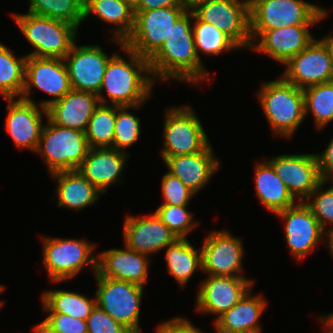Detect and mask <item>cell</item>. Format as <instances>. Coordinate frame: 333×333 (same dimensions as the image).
Segmentation results:
<instances>
[{
    "label": "cell",
    "instance_id": "obj_1",
    "mask_svg": "<svg viewBox=\"0 0 333 333\" xmlns=\"http://www.w3.org/2000/svg\"><path fill=\"white\" fill-rule=\"evenodd\" d=\"M193 12L187 10L172 26L164 44L149 59L151 76L167 81L172 77L187 83H198L209 78L198 58L191 21Z\"/></svg>",
    "mask_w": 333,
    "mask_h": 333
},
{
    "label": "cell",
    "instance_id": "obj_2",
    "mask_svg": "<svg viewBox=\"0 0 333 333\" xmlns=\"http://www.w3.org/2000/svg\"><path fill=\"white\" fill-rule=\"evenodd\" d=\"M120 48L126 53L129 62L117 53L109 60L97 96L100 104L106 105L105 96L101 93L105 90L112 105L139 108L150 97L154 83L153 77H149V60L125 45Z\"/></svg>",
    "mask_w": 333,
    "mask_h": 333
},
{
    "label": "cell",
    "instance_id": "obj_3",
    "mask_svg": "<svg viewBox=\"0 0 333 333\" xmlns=\"http://www.w3.org/2000/svg\"><path fill=\"white\" fill-rule=\"evenodd\" d=\"M262 84L258 98L273 134L291 138L306 116L303 89L282 77Z\"/></svg>",
    "mask_w": 333,
    "mask_h": 333
},
{
    "label": "cell",
    "instance_id": "obj_4",
    "mask_svg": "<svg viewBox=\"0 0 333 333\" xmlns=\"http://www.w3.org/2000/svg\"><path fill=\"white\" fill-rule=\"evenodd\" d=\"M11 15L27 41L35 48L26 56L64 59L76 42L78 28L70 23L29 12Z\"/></svg>",
    "mask_w": 333,
    "mask_h": 333
},
{
    "label": "cell",
    "instance_id": "obj_5",
    "mask_svg": "<svg viewBox=\"0 0 333 333\" xmlns=\"http://www.w3.org/2000/svg\"><path fill=\"white\" fill-rule=\"evenodd\" d=\"M46 120L35 152L41 154L51 174L78 170L90 150L85 132Z\"/></svg>",
    "mask_w": 333,
    "mask_h": 333
},
{
    "label": "cell",
    "instance_id": "obj_6",
    "mask_svg": "<svg viewBox=\"0 0 333 333\" xmlns=\"http://www.w3.org/2000/svg\"><path fill=\"white\" fill-rule=\"evenodd\" d=\"M250 31H267L294 25H314L328 11L302 0H249Z\"/></svg>",
    "mask_w": 333,
    "mask_h": 333
},
{
    "label": "cell",
    "instance_id": "obj_7",
    "mask_svg": "<svg viewBox=\"0 0 333 333\" xmlns=\"http://www.w3.org/2000/svg\"><path fill=\"white\" fill-rule=\"evenodd\" d=\"M163 135L164 147L161 157L196 154L203 151L209 144L201 122L192 107H172L166 111Z\"/></svg>",
    "mask_w": 333,
    "mask_h": 333
},
{
    "label": "cell",
    "instance_id": "obj_8",
    "mask_svg": "<svg viewBox=\"0 0 333 333\" xmlns=\"http://www.w3.org/2000/svg\"><path fill=\"white\" fill-rule=\"evenodd\" d=\"M43 264L54 283L76 276L89 264L97 272L95 245L83 239L44 238Z\"/></svg>",
    "mask_w": 333,
    "mask_h": 333
},
{
    "label": "cell",
    "instance_id": "obj_9",
    "mask_svg": "<svg viewBox=\"0 0 333 333\" xmlns=\"http://www.w3.org/2000/svg\"><path fill=\"white\" fill-rule=\"evenodd\" d=\"M96 305L132 333H140L139 315L143 286L109 279L95 273Z\"/></svg>",
    "mask_w": 333,
    "mask_h": 333
},
{
    "label": "cell",
    "instance_id": "obj_10",
    "mask_svg": "<svg viewBox=\"0 0 333 333\" xmlns=\"http://www.w3.org/2000/svg\"><path fill=\"white\" fill-rule=\"evenodd\" d=\"M191 11L199 20L216 26L240 48H251L249 0H204Z\"/></svg>",
    "mask_w": 333,
    "mask_h": 333
},
{
    "label": "cell",
    "instance_id": "obj_11",
    "mask_svg": "<svg viewBox=\"0 0 333 333\" xmlns=\"http://www.w3.org/2000/svg\"><path fill=\"white\" fill-rule=\"evenodd\" d=\"M186 11L184 7H166L134 13V29L124 45L149 60L164 44L174 23Z\"/></svg>",
    "mask_w": 333,
    "mask_h": 333
},
{
    "label": "cell",
    "instance_id": "obj_12",
    "mask_svg": "<svg viewBox=\"0 0 333 333\" xmlns=\"http://www.w3.org/2000/svg\"><path fill=\"white\" fill-rule=\"evenodd\" d=\"M32 86L54 97L40 102L39 105L44 108L63 98L72 90L65 61L61 58L27 56L25 86L21 99L34 103L29 96Z\"/></svg>",
    "mask_w": 333,
    "mask_h": 333
},
{
    "label": "cell",
    "instance_id": "obj_13",
    "mask_svg": "<svg viewBox=\"0 0 333 333\" xmlns=\"http://www.w3.org/2000/svg\"><path fill=\"white\" fill-rule=\"evenodd\" d=\"M242 241L229 231H211L201 248L202 271L211 276H243ZM240 274V275H239Z\"/></svg>",
    "mask_w": 333,
    "mask_h": 333
},
{
    "label": "cell",
    "instance_id": "obj_14",
    "mask_svg": "<svg viewBox=\"0 0 333 333\" xmlns=\"http://www.w3.org/2000/svg\"><path fill=\"white\" fill-rule=\"evenodd\" d=\"M281 77L300 89L333 81V64L321 40H313L286 64Z\"/></svg>",
    "mask_w": 333,
    "mask_h": 333
},
{
    "label": "cell",
    "instance_id": "obj_15",
    "mask_svg": "<svg viewBox=\"0 0 333 333\" xmlns=\"http://www.w3.org/2000/svg\"><path fill=\"white\" fill-rule=\"evenodd\" d=\"M107 54L98 45L77 47L74 43L63 59L70 78L72 90L98 94L102 86L106 66L114 56Z\"/></svg>",
    "mask_w": 333,
    "mask_h": 333
},
{
    "label": "cell",
    "instance_id": "obj_16",
    "mask_svg": "<svg viewBox=\"0 0 333 333\" xmlns=\"http://www.w3.org/2000/svg\"><path fill=\"white\" fill-rule=\"evenodd\" d=\"M267 161L293 197L298 198L300 202L307 200L324 181L319 172L316 154H286Z\"/></svg>",
    "mask_w": 333,
    "mask_h": 333
},
{
    "label": "cell",
    "instance_id": "obj_17",
    "mask_svg": "<svg viewBox=\"0 0 333 333\" xmlns=\"http://www.w3.org/2000/svg\"><path fill=\"white\" fill-rule=\"evenodd\" d=\"M285 220V240L297 259H303L311 253L326 233L312 210L305 202L298 201L295 205L275 213Z\"/></svg>",
    "mask_w": 333,
    "mask_h": 333
},
{
    "label": "cell",
    "instance_id": "obj_18",
    "mask_svg": "<svg viewBox=\"0 0 333 333\" xmlns=\"http://www.w3.org/2000/svg\"><path fill=\"white\" fill-rule=\"evenodd\" d=\"M254 281L245 276H211L201 283L196 299L197 311L212 313L215 321L236 305L252 288Z\"/></svg>",
    "mask_w": 333,
    "mask_h": 333
},
{
    "label": "cell",
    "instance_id": "obj_19",
    "mask_svg": "<svg viewBox=\"0 0 333 333\" xmlns=\"http://www.w3.org/2000/svg\"><path fill=\"white\" fill-rule=\"evenodd\" d=\"M309 26L311 25H294L267 31H250L251 49L267 54L284 65L314 40ZM257 39L259 43L255 44Z\"/></svg>",
    "mask_w": 333,
    "mask_h": 333
},
{
    "label": "cell",
    "instance_id": "obj_20",
    "mask_svg": "<svg viewBox=\"0 0 333 333\" xmlns=\"http://www.w3.org/2000/svg\"><path fill=\"white\" fill-rule=\"evenodd\" d=\"M6 100L9 101L6 130L13 142L18 148L36 151L44 127L43 114L48 118L47 108L21 98Z\"/></svg>",
    "mask_w": 333,
    "mask_h": 333
},
{
    "label": "cell",
    "instance_id": "obj_21",
    "mask_svg": "<svg viewBox=\"0 0 333 333\" xmlns=\"http://www.w3.org/2000/svg\"><path fill=\"white\" fill-rule=\"evenodd\" d=\"M125 247L150 255L179 239L156 215L135 217L128 215L124 223Z\"/></svg>",
    "mask_w": 333,
    "mask_h": 333
},
{
    "label": "cell",
    "instance_id": "obj_22",
    "mask_svg": "<svg viewBox=\"0 0 333 333\" xmlns=\"http://www.w3.org/2000/svg\"><path fill=\"white\" fill-rule=\"evenodd\" d=\"M137 251L110 249L97 255V273L109 279L131 282L144 287L148 276L149 257Z\"/></svg>",
    "mask_w": 333,
    "mask_h": 333
},
{
    "label": "cell",
    "instance_id": "obj_23",
    "mask_svg": "<svg viewBox=\"0 0 333 333\" xmlns=\"http://www.w3.org/2000/svg\"><path fill=\"white\" fill-rule=\"evenodd\" d=\"M99 105L97 94L71 90L47 107L48 119L53 124L86 132L89 119Z\"/></svg>",
    "mask_w": 333,
    "mask_h": 333
},
{
    "label": "cell",
    "instance_id": "obj_24",
    "mask_svg": "<svg viewBox=\"0 0 333 333\" xmlns=\"http://www.w3.org/2000/svg\"><path fill=\"white\" fill-rule=\"evenodd\" d=\"M164 162L168 172L178 177L194 194L209 183L220 165L210 144L199 153L168 157Z\"/></svg>",
    "mask_w": 333,
    "mask_h": 333
},
{
    "label": "cell",
    "instance_id": "obj_25",
    "mask_svg": "<svg viewBox=\"0 0 333 333\" xmlns=\"http://www.w3.org/2000/svg\"><path fill=\"white\" fill-rule=\"evenodd\" d=\"M129 154L115 148H90L78 171L101 192L120 179Z\"/></svg>",
    "mask_w": 333,
    "mask_h": 333
},
{
    "label": "cell",
    "instance_id": "obj_26",
    "mask_svg": "<svg viewBox=\"0 0 333 333\" xmlns=\"http://www.w3.org/2000/svg\"><path fill=\"white\" fill-rule=\"evenodd\" d=\"M91 14L104 23L114 24L113 41L124 46L135 24L134 7L130 3L125 0H84V20Z\"/></svg>",
    "mask_w": 333,
    "mask_h": 333
},
{
    "label": "cell",
    "instance_id": "obj_27",
    "mask_svg": "<svg viewBox=\"0 0 333 333\" xmlns=\"http://www.w3.org/2000/svg\"><path fill=\"white\" fill-rule=\"evenodd\" d=\"M250 291L215 321L216 331L261 333L258 321L267 302L261 295L251 296Z\"/></svg>",
    "mask_w": 333,
    "mask_h": 333
},
{
    "label": "cell",
    "instance_id": "obj_28",
    "mask_svg": "<svg viewBox=\"0 0 333 333\" xmlns=\"http://www.w3.org/2000/svg\"><path fill=\"white\" fill-rule=\"evenodd\" d=\"M51 175L58 181L55 192L59 207L80 211L93 205L103 193L78 170L56 172Z\"/></svg>",
    "mask_w": 333,
    "mask_h": 333
},
{
    "label": "cell",
    "instance_id": "obj_29",
    "mask_svg": "<svg viewBox=\"0 0 333 333\" xmlns=\"http://www.w3.org/2000/svg\"><path fill=\"white\" fill-rule=\"evenodd\" d=\"M255 187L260 202L273 213L296 204L295 198L268 161L257 163L255 167Z\"/></svg>",
    "mask_w": 333,
    "mask_h": 333
},
{
    "label": "cell",
    "instance_id": "obj_30",
    "mask_svg": "<svg viewBox=\"0 0 333 333\" xmlns=\"http://www.w3.org/2000/svg\"><path fill=\"white\" fill-rule=\"evenodd\" d=\"M167 271L181 287H185L196 270H202L201 248L195 249L188 239H177L166 247Z\"/></svg>",
    "mask_w": 333,
    "mask_h": 333
},
{
    "label": "cell",
    "instance_id": "obj_31",
    "mask_svg": "<svg viewBox=\"0 0 333 333\" xmlns=\"http://www.w3.org/2000/svg\"><path fill=\"white\" fill-rule=\"evenodd\" d=\"M42 302L47 313H63L85 321L96 306V298L90 299L66 290L45 291L42 294Z\"/></svg>",
    "mask_w": 333,
    "mask_h": 333
},
{
    "label": "cell",
    "instance_id": "obj_32",
    "mask_svg": "<svg viewBox=\"0 0 333 333\" xmlns=\"http://www.w3.org/2000/svg\"><path fill=\"white\" fill-rule=\"evenodd\" d=\"M26 59L27 56L16 58L11 49L0 43V94L5 99L21 98Z\"/></svg>",
    "mask_w": 333,
    "mask_h": 333
},
{
    "label": "cell",
    "instance_id": "obj_33",
    "mask_svg": "<svg viewBox=\"0 0 333 333\" xmlns=\"http://www.w3.org/2000/svg\"><path fill=\"white\" fill-rule=\"evenodd\" d=\"M116 105L100 104L93 112L86 129L90 148H113Z\"/></svg>",
    "mask_w": 333,
    "mask_h": 333
},
{
    "label": "cell",
    "instance_id": "obj_34",
    "mask_svg": "<svg viewBox=\"0 0 333 333\" xmlns=\"http://www.w3.org/2000/svg\"><path fill=\"white\" fill-rule=\"evenodd\" d=\"M27 12L61 20L77 28L84 21V0H29Z\"/></svg>",
    "mask_w": 333,
    "mask_h": 333
},
{
    "label": "cell",
    "instance_id": "obj_35",
    "mask_svg": "<svg viewBox=\"0 0 333 333\" xmlns=\"http://www.w3.org/2000/svg\"><path fill=\"white\" fill-rule=\"evenodd\" d=\"M192 20L195 21L192 29L195 50L199 59L198 51L207 55H219L222 51L240 49L229 36L213 24L199 20L194 14Z\"/></svg>",
    "mask_w": 333,
    "mask_h": 333
},
{
    "label": "cell",
    "instance_id": "obj_36",
    "mask_svg": "<svg viewBox=\"0 0 333 333\" xmlns=\"http://www.w3.org/2000/svg\"><path fill=\"white\" fill-rule=\"evenodd\" d=\"M303 93L305 115L312 113L318 130L333 121V81L307 87Z\"/></svg>",
    "mask_w": 333,
    "mask_h": 333
},
{
    "label": "cell",
    "instance_id": "obj_37",
    "mask_svg": "<svg viewBox=\"0 0 333 333\" xmlns=\"http://www.w3.org/2000/svg\"><path fill=\"white\" fill-rule=\"evenodd\" d=\"M130 108L116 106L113 148L122 152H125L124 149L127 147L132 146L140 135V119L127 111Z\"/></svg>",
    "mask_w": 333,
    "mask_h": 333
},
{
    "label": "cell",
    "instance_id": "obj_38",
    "mask_svg": "<svg viewBox=\"0 0 333 333\" xmlns=\"http://www.w3.org/2000/svg\"><path fill=\"white\" fill-rule=\"evenodd\" d=\"M188 205H160L155 211L161 221L179 238L186 239V235L195 228L192 213L187 210Z\"/></svg>",
    "mask_w": 333,
    "mask_h": 333
},
{
    "label": "cell",
    "instance_id": "obj_39",
    "mask_svg": "<svg viewBox=\"0 0 333 333\" xmlns=\"http://www.w3.org/2000/svg\"><path fill=\"white\" fill-rule=\"evenodd\" d=\"M33 330L35 333H87V323L63 313L49 312L48 317Z\"/></svg>",
    "mask_w": 333,
    "mask_h": 333
},
{
    "label": "cell",
    "instance_id": "obj_40",
    "mask_svg": "<svg viewBox=\"0 0 333 333\" xmlns=\"http://www.w3.org/2000/svg\"><path fill=\"white\" fill-rule=\"evenodd\" d=\"M326 182L327 180H324L322 183H320L310 194L308 199L304 201L310 207L313 215L319 221L320 226L325 232L326 224H333V187L331 186L325 191H322ZM310 198L313 200L310 201ZM328 230H333V227Z\"/></svg>",
    "mask_w": 333,
    "mask_h": 333
},
{
    "label": "cell",
    "instance_id": "obj_41",
    "mask_svg": "<svg viewBox=\"0 0 333 333\" xmlns=\"http://www.w3.org/2000/svg\"><path fill=\"white\" fill-rule=\"evenodd\" d=\"M162 194L165 202L161 205H188L195 195L178 177L167 172L162 178Z\"/></svg>",
    "mask_w": 333,
    "mask_h": 333
},
{
    "label": "cell",
    "instance_id": "obj_42",
    "mask_svg": "<svg viewBox=\"0 0 333 333\" xmlns=\"http://www.w3.org/2000/svg\"><path fill=\"white\" fill-rule=\"evenodd\" d=\"M87 333H132L97 305L86 319Z\"/></svg>",
    "mask_w": 333,
    "mask_h": 333
},
{
    "label": "cell",
    "instance_id": "obj_43",
    "mask_svg": "<svg viewBox=\"0 0 333 333\" xmlns=\"http://www.w3.org/2000/svg\"><path fill=\"white\" fill-rule=\"evenodd\" d=\"M156 333H203V331L196 328L187 318L175 317L158 325Z\"/></svg>",
    "mask_w": 333,
    "mask_h": 333
},
{
    "label": "cell",
    "instance_id": "obj_44",
    "mask_svg": "<svg viewBox=\"0 0 333 333\" xmlns=\"http://www.w3.org/2000/svg\"><path fill=\"white\" fill-rule=\"evenodd\" d=\"M321 177L327 180L333 174V138L322 154H316Z\"/></svg>",
    "mask_w": 333,
    "mask_h": 333
},
{
    "label": "cell",
    "instance_id": "obj_45",
    "mask_svg": "<svg viewBox=\"0 0 333 333\" xmlns=\"http://www.w3.org/2000/svg\"><path fill=\"white\" fill-rule=\"evenodd\" d=\"M166 7H183L180 0H140L134 7V13Z\"/></svg>",
    "mask_w": 333,
    "mask_h": 333
},
{
    "label": "cell",
    "instance_id": "obj_46",
    "mask_svg": "<svg viewBox=\"0 0 333 333\" xmlns=\"http://www.w3.org/2000/svg\"><path fill=\"white\" fill-rule=\"evenodd\" d=\"M321 322H323L326 327L325 333H333V312L321 318Z\"/></svg>",
    "mask_w": 333,
    "mask_h": 333
},
{
    "label": "cell",
    "instance_id": "obj_47",
    "mask_svg": "<svg viewBox=\"0 0 333 333\" xmlns=\"http://www.w3.org/2000/svg\"><path fill=\"white\" fill-rule=\"evenodd\" d=\"M320 40L326 46V48L329 52L330 58L332 60V64H333V36L330 34V35H327V37L325 36L324 38H322Z\"/></svg>",
    "mask_w": 333,
    "mask_h": 333
},
{
    "label": "cell",
    "instance_id": "obj_48",
    "mask_svg": "<svg viewBox=\"0 0 333 333\" xmlns=\"http://www.w3.org/2000/svg\"><path fill=\"white\" fill-rule=\"evenodd\" d=\"M204 0H180L181 5L187 10H192L197 4Z\"/></svg>",
    "mask_w": 333,
    "mask_h": 333
},
{
    "label": "cell",
    "instance_id": "obj_49",
    "mask_svg": "<svg viewBox=\"0 0 333 333\" xmlns=\"http://www.w3.org/2000/svg\"><path fill=\"white\" fill-rule=\"evenodd\" d=\"M325 235H327L326 237L328 238V248H329V251H330V255L333 256V230H329L325 233Z\"/></svg>",
    "mask_w": 333,
    "mask_h": 333
},
{
    "label": "cell",
    "instance_id": "obj_50",
    "mask_svg": "<svg viewBox=\"0 0 333 333\" xmlns=\"http://www.w3.org/2000/svg\"><path fill=\"white\" fill-rule=\"evenodd\" d=\"M125 1L130 3L133 7H135L140 0H125Z\"/></svg>",
    "mask_w": 333,
    "mask_h": 333
},
{
    "label": "cell",
    "instance_id": "obj_51",
    "mask_svg": "<svg viewBox=\"0 0 333 333\" xmlns=\"http://www.w3.org/2000/svg\"><path fill=\"white\" fill-rule=\"evenodd\" d=\"M217 333H240V332H225V331H217Z\"/></svg>",
    "mask_w": 333,
    "mask_h": 333
},
{
    "label": "cell",
    "instance_id": "obj_52",
    "mask_svg": "<svg viewBox=\"0 0 333 333\" xmlns=\"http://www.w3.org/2000/svg\"><path fill=\"white\" fill-rule=\"evenodd\" d=\"M329 179L333 182V174L327 178V181H328ZM332 187H333V185H332Z\"/></svg>",
    "mask_w": 333,
    "mask_h": 333
},
{
    "label": "cell",
    "instance_id": "obj_53",
    "mask_svg": "<svg viewBox=\"0 0 333 333\" xmlns=\"http://www.w3.org/2000/svg\"><path fill=\"white\" fill-rule=\"evenodd\" d=\"M4 286L3 285H0V293L4 290Z\"/></svg>",
    "mask_w": 333,
    "mask_h": 333
},
{
    "label": "cell",
    "instance_id": "obj_54",
    "mask_svg": "<svg viewBox=\"0 0 333 333\" xmlns=\"http://www.w3.org/2000/svg\"><path fill=\"white\" fill-rule=\"evenodd\" d=\"M2 306H3V302L0 301V309L2 308Z\"/></svg>",
    "mask_w": 333,
    "mask_h": 333
}]
</instances>
